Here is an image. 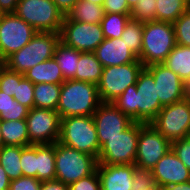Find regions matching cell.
<instances>
[{"instance_id": "5b68a950", "label": "cell", "mask_w": 190, "mask_h": 190, "mask_svg": "<svg viewBox=\"0 0 190 190\" xmlns=\"http://www.w3.org/2000/svg\"><path fill=\"white\" fill-rule=\"evenodd\" d=\"M59 142L98 159L100 144L92 116L61 118Z\"/></svg>"}, {"instance_id": "d4e9b609", "label": "cell", "mask_w": 190, "mask_h": 190, "mask_svg": "<svg viewBox=\"0 0 190 190\" xmlns=\"http://www.w3.org/2000/svg\"><path fill=\"white\" fill-rule=\"evenodd\" d=\"M56 176L55 143L37 145V179L54 180Z\"/></svg>"}, {"instance_id": "8d00e7d4", "label": "cell", "mask_w": 190, "mask_h": 190, "mask_svg": "<svg viewBox=\"0 0 190 190\" xmlns=\"http://www.w3.org/2000/svg\"><path fill=\"white\" fill-rule=\"evenodd\" d=\"M14 99L22 105L32 109L34 107V84L25 77L17 83Z\"/></svg>"}, {"instance_id": "83f0119b", "label": "cell", "mask_w": 190, "mask_h": 190, "mask_svg": "<svg viewBox=\"0 0 190 190\" xmlns=\"http://www.w3.org/2000/svg\"><path fill=\"white\" fill-rule=\"evenodd\" d=\"M21 146L3 145L0 147V164L10 180L23 176L21 168Z\"/></svg>"}, {"instance_id": "b9f144b4", "label": "cell", "mask_w": 190, "mask_h": 190, "mask_svg": "<svg viewBox=\"0 0 190 190\" xmlns=\"http://www.w3.org/2000/svg\"><path fill=\"white\" fill-rule=\"evenodd\" d=\"M40 190H70L69 186L61 181L54 179L41 182Z\"/></svg>"}, {"instance_id": "7bdbcfd3", "label": "cell", "mask_w": 190, "mask_h": 190, "mask_svg": "<svg viewBox=\"0 0 190 190\" xmlns=\"http://www.w3.org/2000/svg\"><path fill=\"white\" fill-rule=\"evenodd\" d=\"M77 1L78 0H53L57 8L64 14V16L67 15Z\"/></svg>"}, {"instance_id": "ee69618b", "label": "cell", "mask_w": 190, "mask_h": 190, "mask_svg": "<svg viewBox=\"0 0 190 190\" xmlns=\"http://www.w3.org/2000/svg\"><path fill=\"white\" fill-rule=\"evenodd\" d=\"M18 0H0V10L4 13H14Z\"/></svg>"}, {"instance_id": "681fc988", "label": "cell", "mask_w": 190, "mask_h": 190, "mask_svg": "<svg viewBox=\"0 0 190 190\" xmlns=\"http://www.w3.org/2000/svg\"><path fill=\"white\" fill-rule=\"evenodd\" d=\"M88 1H91L92 3H96L99 5H103V3H104V0H88Z\"/></svg>"}, {"instance_id": "9c48e42d", "label": "cell", "mask_w": 190, "mask_h": 190, "mask_svg": "<svg viewBox=\"0 0 190 190\" xmlns=\"http://www.w3.org/2000/svg\"><path fill=\"white\" fill-rule=\"evenodd\" d=\"M171 149V142L159 133L151 123L140 122L135 166L146 177Z\"/></svg>"}, {"instance_id": "484cf974", "label": "cell", "mask_w": 190, "mask_h": 190, "mask_svg": "<svg viewBox=\"0 0 190 190\" xmlns=\"http://www.w3.org/2000/svg\"><path fill=\"white\" fill-rule=\"evenodd\" d=\"M80 51L64 45L61 41L56 45L54 58L61 69L64 80H75Z\"/></svg>"}, {"instance_id": "f6af8a7d", "label": "cell", "mask_w": 190, "mask_h": 190, "mask_svg": "<svg viewBox=\"0 0 190 190\" xmlns=\"http://www.w3.org/2000/svg\"><path fill=\"white\" fill-rule=\"evenodd\" d=\"M10 179L0 164V190H9Z\"/></svg>"}, {"instance_id": "44dd1931", "label": "cell", "mask_w": 190, "mask_h": 190, "mask_svg": "<svg viewBox=\"0 0 190 190\" xmlns=\"http://www.w3.org/2000/svg\"><path fill=\"white\" fill-rule=\"evenodd\" d=\"M190 88V47L176 45L163 62Z\"/></svg>"}, {"instance_id": "7dc6e473", "label": "cell", "mask_w": 190, "mask_h": 190, "mask_svg": "<svg viewBox=\"0 0 190 190\" xmlns=\"http://www.w3.org/2000/svg\"><path fill=\"white\" fill-rule=\"evenodd\" d=\"M161 190H190V181L180 184H172L162 188Z\"/></svg>"}, {"instance_id": "e0dca14e", "label": "cell", "mask_w": 190, "mask_h": 190, "mask_svg": "<svg viewBox=\"0 0 190 190\" xmlns=\"http://www.w3.org/2000/svg\"><path fill=\"white\" fill-rule=\"evenodd\" d=\"M145 178L161 190L172 184L189 182L190 171L170 149Z\"/></svg>"}, {"instance_id": "e575fe53", "label": "cell", "mask_w": 190, "mask_h": 190, "mask_svg": "<svg viewBox=\"0 0 190 190\" xmlns=\"http://www.w3.org/2000/svg\"><path fill=\"white\" fill-rule=\"evenodd\" d=\"M20 163L23 176L37 179V145L22 147Z\"/></svg>"}, {"instance_id": "3957f363", "label": "cell", "mask_w": 190, "mask_h": 190, "mask_svg": "<svg viewBox=\"0 0 190 190\" xmlns=\"http://www.w3.org/2000/svg\"><path fill=\"white\" fill-rule=\"evenodd\" d=\"M177 45L173 23L143 22L142 50L138 59L144 67L163 63Z\"/></svg>"}, {"instance_id": "7402d4cb", "label": "cell", "mask_w": 190, "mask_h": 190, "mask_svg": "<svg viewBox=\"0 0 190 190\" xmlns=\"http://www.w3.org/2000/svg\"><path fill=\"white\" fill-rule=\"evenodd\" d=\"M104 14L105 12L102 5L92 3L88 0H78L65 17L68 20L100 24Z\"/></svg>"}, {"instance_id": "74e56055", "label": "cell", "mask_w": 190, "mask_h": 190, "mask_svg": "<svg viewBox=\"0 0 190 190\" xmlns=\"http://www.w3.org/2000/svg\"><path fill=\"white\" fill-rule=\"evenodd\" d=\"M171 149L190 171V139L186 137L172 141Z\"/></svg>"}, {"instance_id": "cb8c5ba5", "label": "cell", "mask_w": 190, "mask_h": 190, "mask_svg": "<svg viewBox=\"0 0 190 190\" xmlns=\"http://www.w3.org/2000/svg\"><path fill=\"white\" fill-rule=\"evenodd\" d=\"M103 66L94 52H81L75 73V80L98 84L102 75Z\"/></svg>"}, {"instance_id": "c3c4849f", "label": "cell", "mask_w": 190, "mask_h": 190, "mask_svg": "<svg viewBox=\"0 0 190 190\" xmlns=\"http://www.w3.org/2000/svg\"><path fill=\"white\" fill-rule=\"evenodd\" d=\"M129 7L132 9L137 4L138 0H127Z\"/></svg>"}, {"instance_id": "4fadbf2b", "label": "cell", "mask_w": 190, "mask_h": 190, "mask_svg": "<svg viewBox=\"0 0 190 190\" xmlns=\"http://www.w3.org/2000/svg\"><path fill=\"white\" fill-rule=\"evenodd\" d=\"M30 145L59 141L61 118L56 110L33 107L26 117Z\"/></svg>"}, {"instance_id": "4dcf8cb0", "label": "cell", "mask_w": 190, "mask_h": 190, "mask_svg": "<svg viewBox=\"0 0 190 190\" xmlns=\"http://www.w3.org/2000/svg\"><path fill=\"white\" fill-rule=\"evenodd\" d=\"M130 19V14L105 13L100 23L104 38H121Z\"/></svg>"}, {"instance_id": "ac0fdd59", "label": "cell", "mask_w": 190, "mask_h": 190, "mask_svg": "<svg viewBox=\"0 0 190 190\" xmlns=\"http://www.w3.org/2000/svg\"><path fill=\"white\" fill-rule=\"evenodd\" d=\"M92 117L98 138H114L134 122L112 102H102Z\"/></svg>"}, {"instance_id": "277c9868", "label": "cell", "mask_w": 190, "mask_h": 190, "mask_svg": "<svg viewBox=\"0 0 190 190\" xmlns=\"http://www.w3.org/2000/svg\"><path fill=\"white\" fill-rule=\"evenodd\" d=\"M59 42V32H37L27 45L4 60L5 66L24 74L36 64L54 58L56 45Z\"/></svg>"}, {"instance_id": "60d3db41", "label": "cell", "mask_w": 190, "mask_h": 190, "mask_svg": "<svg viewBox=\"0 0 190 190\" xmlns=\"http://www.w3.org/2000/svg\"><path fill=\"white\" fill-rule=\"evenodd\" d=\"M102 6L105 13L130 14L131 12L127 0H104Z\"/></svg>"}, {"instance_id": "8992f818", "label": "cell", "mask_w": 190, "mask_h": 190, "mask_svg": "<svg viewBox=\"0 0 190 190\" xmlns=\"http://www.w3.org/2000/svg\"><path fill=\"white\" fill-rule=\"evenodd\" d=\"M140 122H133L126 130L114 138H98L99 164L135 165Z\"/></svg>"}, {"instance_id": "d6986e66", "label": "cell", "mask_w": 190, "mask_h": 190, "mask_svg": "<svg viewBox=\"0 0 190 190\" xmlns=\"http://www.w3.org/2000/svg\"><path fill=\"white\" fill-rule=\"evenodd\" d=\"M94 54L103 67L119 66L138 60L122 38H105L95 49Z\"/></svg>"}, {"instance_id": "ba28073f", "label": "cell", "mask_w": 190, "mask_h": 190, "mask_svg": "<svg viewBox=\"0 0 190 190\" xmlns=\"http://www.w3.org/2000/svg\"><path fill=\"white\" fill-rule=\"evenodd\" d=\"M14 14L37 32H60L65 17L53 0H18Z\"/></svg>"}, {"instance_id": "2e32d148", "label": "cell", "mask_w": 190, "mask_h": 190, "mask_svg": "<svg viewBox=\"0 0 190 190\" xmlns=\"http://www.w3.org/2000/svg\"><path fill=\"white\" fill-rule=\"evenodd\" d=\"M96 171L102 190H134L145 178L135 165L98 163Z\"/></svg>"}, {"instance_id": "d6a6232c", "label": "cell", "mask_w": 190, "mask_h": 190, "mask_svg": "<svg viewBox=\"0 0 190 190\" xmlns=\"http://www.w3.org/2000/svg\"><path fill=\"white\" fill-rule=\"evenodd\" d=\"M156 3V0H138L131 9V19L140 22L156 21Z\"/></svg>"}, {"instance_id": "ffe728a7", "label": "cell", "mask_w": 190, "mask_h": 190, "mask_svg": "<svg viewBox=\"0 0 190 190\" xmlns=\"http://www.w3.org/2000/svg\"><path fill=\"white\" fill-rule=\"evenodd\" d=\"M24 77L33 84H62L65 81L55 58L36 64L24 73Z\"/></svg>"}, {"instance_id": "d590c367", "label": "cell", "mask_w": 190, "mask_h": 190, "mask_svg": "<svg viewBox=\"0 0 190 190\" xmlns=\"http://www.w3.org/2000/svg\"><path fill=\"white\" fill-rule=\"evenodd\" d=\"M24 78V74L12 71L4 66L0 70V91L13 96L16 93L17 83Z\"/></svg>"}, {"instance_id": "bcb514c9", "label": "cell", "mask_w": 190, "mask_h": 190, "mask_svg": "<svg viewBox=\"0 0 190 190\" xmlns=\"http://www.w3.org/2000/svg\"><path fill=\"white\" fill-rule=\"evenodd\" d=\"M134 190H160L153 183L144 178Z\"/></svg>"}, {"instance_id": "f1b7e54d", "label": "cell", "mask_w": 190, "mask_h": 190, "mask_svg": "<svg viewBox=\"0 0 190 190\" xmlns=\"http://www.w3.org/2000/svg\"><path fill=\"white\" fill-rule=\"evenodd\" d=\"M156 21L173 23L188 8L187 0H156Z\"/></svg>"}, {"instance_id": "8fae6325", "label": "cell", "mask_w": 190, "mask_h": 190, "mask_svg": "<svg viewBox=\"0 0 190 190\" xmlns=\"http://www.w3.org/2000/svg\"><path fill=\"white\" fill-rule=\"evenodd\" d=\"M170 142L186 138L190 132V99L164 106L151 122Z\"/></svg>"}, {"instance_id": "4316f807", "label": "cell", "mask_w": 190, "mask_h": 190, "mask_svg": "<svg viewBox=\"0 0 190 190\" xmlns=\"http://www.w3.org/2000/svg\"><path fill=\"white\" fill-rule=\"evenodd\" d=\"M61 93V84H34V107L56 110Z\"/></svg>"}, {"instance_id": "7c38bea8", "label": "cell", "mask_w": 190, "mask_h": 190, "mask_svg": "<svg viewBox=\"0 0 190 190\" xmlns=\"http://www.w3.org/2000/svg\"><path fill=\"white\" fill-rule=\"evenodd\" d=\"M59 34L64 45L80 52H94L105 39L100 24L68 20L66 17Z\"/></svg>"}, {"instance_id": "f35d334b", "label": "cell", "mask_w": 190, "mask_h": 190, "mask_svg": "<svg viewBox=\"0 0 190 190\" xmlns=\"http://www.w3.org/2000/svg\"><path fill=\"white\" fill-rule=\"evenodd\" d=\"M70 190H100V179L97 171L93 174L81 178L69 185Z\"/></svg>"}, {"instance_id": "836d02e7", "label": "cell", "mask_w": 190, "mask_h": 190, "mask_svg": "<svg viewBox=\"0 0 190 190\" xmlns=\"http://www.w3.org/2000/svg\"><path fill=\"white\" fill-rule=\"evenodd\" d=\"M173 25L177 45L190 47V8L181 14Z\"/></svg>"}, {"instance_id": "5bb4252c", "label": "cell", "mask_w": 190, "mask_h": 190, "mask_svg": "<svg viewBox=\"0 0 190 190\" xmlns=\"http://www.w3.org/2000/svg\"><path fill=\"white\" fill-rule=\"evenodd\" d=\"M37 31L14 13L0 18V56L5 60L27 45Z\"/></svg>"}, {"instance_id": "6da1fadb", "label": "cell", "mask_w": 190, "mask_h": 190, "mask_svg": "<svg viewBox=\"0 0 190 190\" xmlns=\"http://www.w3.org/2000/svg\"><path fill=\"white\" fill-rule=\"evenodd\" d=\"M112 103L134 122L151 123L163 108L153 75L144 67L136 84L129 85Z\"/></svg>"}, {"instance_id": "30bf717a", "label": "cell", "mask_w": 190, "mask_h": 190, "mask_svg": "<svg viewBox=\"0 0 190 190\" xmlns=\"http://www.w3.org/2000/svg\"><path fill=\"white\" fill-rule=\"evenodd\" d=\"M143 68L139 59L133 63L103 67L100 81L97 84L101 102H112L129 85L136 84L138 75Z\"/></svg>"}, {"instance_id": "db71d44e", "label": "cell", "mask_w": 190, "mask_h": 190, "mask_svg": "<svg viewBox=\"0 0 190 190\" xmlns=\"http://www.w3.org/2000/svg\"><path fill=\"white\" fill-rule=\"evenodd\" d=\"M188 97H189V99H190V88H189V90H188Z\"/></svg>"}, {"instance_id": "9a60e30c", "label": "cell", "mask_w": 190, "mask_h": 190, "mask_svg": "<svg viewBox=\"0 0 190 190\" xmlns=\"http://www.w3.org/2000/svg\"><path fill=\"white\" fill-rule=\"evenodd\" d=\"M145 68L153 75L162 107L182 101L188 96V85L163 63L152 64Z\"/></svg>"}, {"instance_id": "f546056e", "label": "cell", "mask_w": 190, "mask_h": 190, "mask_svg": "<svg viewBox=\"0 0 190 190\" xmlns=\"http://www.w3.org/2000/svg\"><path fill=\"white\" fill-rule=\"evenodd\" d=\"M29 108L19 103L13 96L0 91V120L26 119Z\"/></svg>"}, {"instance_id": "1f68e13d", "label": "cell", "mask_w": 190, "mask_h": 190, "mask_svg": "<svg viewBox=\"0 0 190 190\" xmlns=\"http://www.w3.org/2000/svg\"><path fill=\"white\" fill-rule=\"evenodd\" d=\"M143 22L130 19L121 38L128 48L139 57L142 50Z\"/></svg>"}, {"instance_id": "816d5d0a", "label": "cell", "mask_w": 190, "mask_h": 190, "mask_svg": "<svg viewBox=\"0 0 190 190\" xmlns=\"http://www.w3.org/2000/svg\"><path fill=\"white\" fill-rule=\"evenodd\" d=\"M3 146V139L1 135V120H0V147Z\"/></svg>"}, {"instance_id": "f5cc1de1", "label": "cell", "mask_w": 190, "mask_h": 190, "mask_svg": "<svg viewBox=\"0 0 190 190\" xmlns=\"http://www.w3.org/2000/svg\"><path fill=\"white\" fill-rule=\"evenodd\" d=\"M3 14H4V13L0 10V18L2 17Z\"/></svg>"}, {"instance_id": "ab89813d", "label": "cell", "mask_w": 190, "mask_h": 190, "mask_svg": "<svg viewBox=\"0 0 190 190\" xmlns=\"http://www.w3.org/2000/svg\"><path fill=\"white\" fill-rule=\"evenodd\" d=\"M41 181L34 177L22 176L10 180L9 190H40Z\"/></svg>"}, {"instance_id": "603a6c76", "label": "cell", "mask_w": 190, "mask_h": 190, "mask_svg": "<svg viewBox=\"0 0 190 190\" xmlns=\"http://www.w3.org/2000/svg\"><path fill=\"white\" fill-rule=\"evenodd\" d=\"M3 145L30 146L26 119L1 121Z\"/></svg>"}, {"instance_id": "7a4b0ae2", "label": "cell", "mask_w": 190, "mask_h": 190, "mask_svg": "<svg viewBox=\"0 0 190 190\" xmlns=\"http://www.w3.org/2000/svg\"><path fill=\"white\" fill-rule=\"evenodd\" d=\"M101 103L96 84L70 79L61 84L56 111L60 118L93 116Z\"/></svg>"}, {"instance_id": "52a82bcc", "label": "cell", "mask_w": 190, "mask_h": 190, "mask_svg": "<svg viewBox=\"0 0 190 190\" xmlns=\"http://www.w3.org/2000/svg\"><path fill=\"white\" fill-rule=\"evenodd\" d=\"M55 179L70 185L81 178L93 174L98 165V159L89 154L79 152L59 141L55 143Z\"/></svg>"}, {"instance_id": "f907efd6", "label": "cell", "mask_w": 190, "mask_h": 190, "mask_svg": "<svg viewBox=\"0 0 190 190\" xmlns=\"http://www.w3.org/2000/svg\"><path fill=\"white\" fill-rule=\"evenodd\" d=\"M5 66L4 59L0 56V70Z\"/></svg>"}]
</instances>
